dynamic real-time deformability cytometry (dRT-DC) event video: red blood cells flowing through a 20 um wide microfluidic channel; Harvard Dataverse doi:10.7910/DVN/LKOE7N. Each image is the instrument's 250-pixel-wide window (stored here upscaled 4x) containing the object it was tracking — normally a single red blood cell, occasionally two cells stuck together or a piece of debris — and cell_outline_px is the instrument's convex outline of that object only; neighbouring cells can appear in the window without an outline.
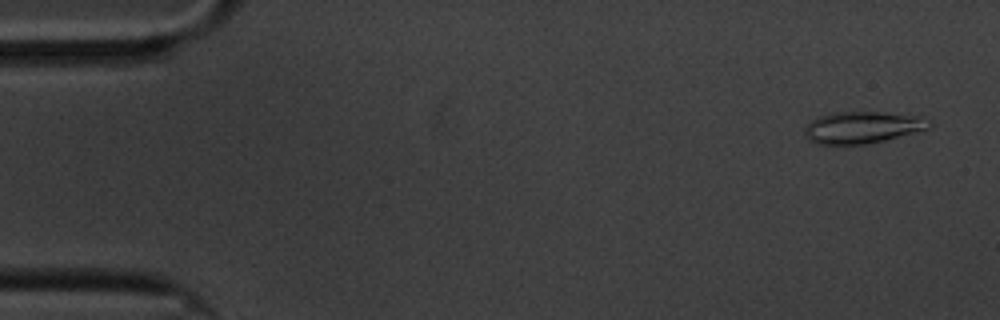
{"species": "common noctule bat (a hibernating species)", "species_latin": "Nyctalus noctula", "temperature_condition": "cold", "stored_images_in_passage": 58, "camera_frame_rate_fps": 3000, "um_per_image_px": 0.085, "animal": {"sex": "male", "body_mass_g": 20.1, "forearm_length_mm": 53.5}, "frame": {"image": 1, "passage_image": 2, "time_ms": 0.333, "image_size_px": [1000, 320], "cell_outline_px": [[932, 124], [928, 128], [916, 132], [868, 144], [816, 144], [808, 140], [804, 132], [804, 128], [812, 120], [820, 116], [836, 112], [880, 112], [924, 116]], "centroid_in_image_um": [73.31, 10.83], "position_along_channel_um": 11.7, "area_um2": 23.06}}
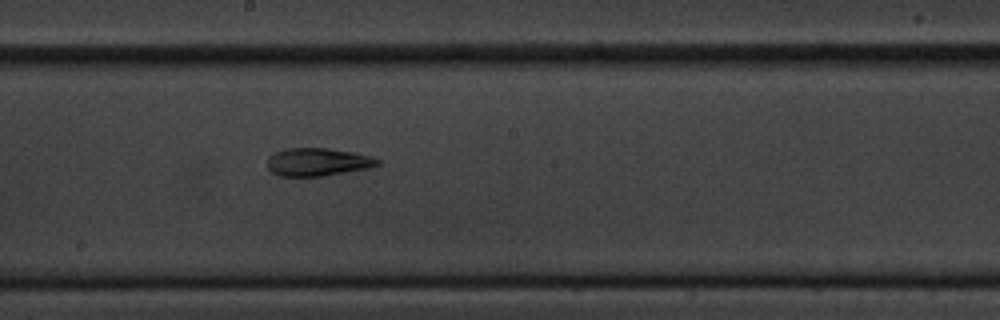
{"frame": {"image": 2, "passage_image": 31, "time_ms": 10.0, "image_size_px": [1000, 320], "cell_outline_px": [[380, 164], [368, 168], [320, 176], [280, 176], [272, 172], [268, 168], [268, 156], [284, 148], [328, 148], [352, 152], [368, 156], [380, 160]], "centroid_in_image_um": [26.96, 13.76], "position_along_channel_um": 221.2, "area_um2": 17.74}}
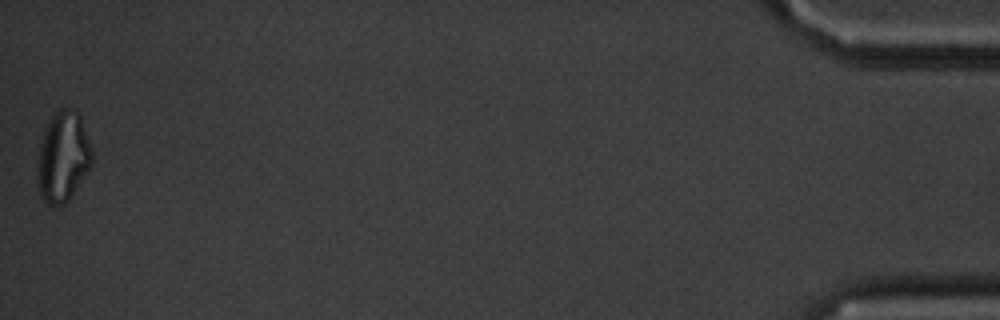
{"frame": {"image": 3, "passage_image": 58, "time_ms": 19.0, "image_size_px": [1000, 320], "cell_outline_px": [[92, 164], [68, 200], [60, 208], [48, 204], [40, 196], [36, 188], [36, 168], [40, 144], [48, 120], [60, 108], [76, 108], [80, 116], [92, 152]], "centroid_in_image_um": [5.31, 13.36], "position_along_channel_um": 429.9, "area_um2": 28.96}, "authors_computed_cell_mechanics": {"area_um2": 19.8254, "velocity_mm_per_s": 3.3686, "shape_relaxation_time_tau1_ms": null, "shape_relaxation_time_tau2_ms": 2.129, "deformation_change_tau1": null, "deformation_change_tau2": 0.0906}}